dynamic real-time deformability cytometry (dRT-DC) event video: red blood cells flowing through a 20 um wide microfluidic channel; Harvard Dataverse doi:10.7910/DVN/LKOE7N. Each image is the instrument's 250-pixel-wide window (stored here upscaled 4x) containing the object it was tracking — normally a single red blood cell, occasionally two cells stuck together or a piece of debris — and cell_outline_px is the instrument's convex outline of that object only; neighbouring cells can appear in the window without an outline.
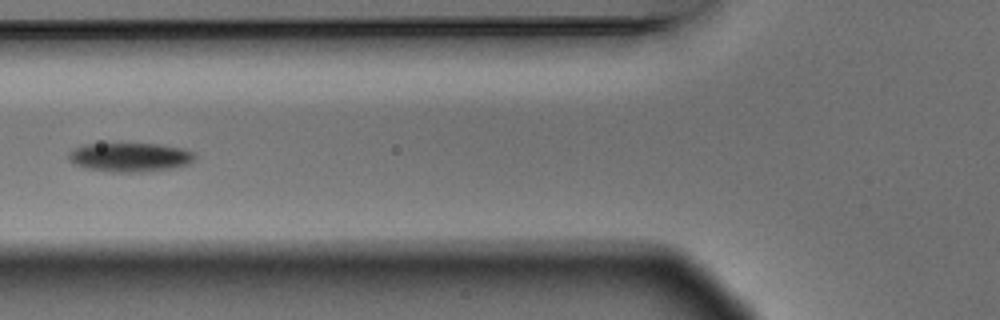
{"species": "Egyptian fruit bat (a non-hibernating species)", "species_latin": "Rousettus aegyptiacus", "temperature_condition": "warm", "stored_images_in_passage": 7, "camera_frame_rate_fps": 3000, "um_per_image_px": 0.085, "animal": {"sex": "male"}, "frame": {"image": 1, "passage_image": 6, "time_ms": 1.667, "image_size_px": [1000, 320], "cell_outline_px": [[196, 160], [192, 164], [172, 168], [140, 172], [112, 172], [84, 168], [72, 164], [68, 160], [68, 152], [84, 144], [160, 144], [184, 148], [196, 152]], "centroid_in_image_um": [11.09, 13.37], "position_along_channel_um": 114.7, "area_um2": 21.73}}
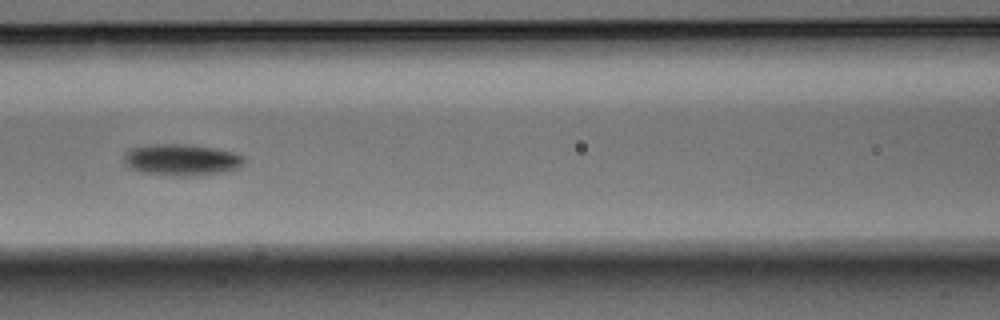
{"frame": {"image": 2, "passage_image": 7, "time_ms": 2.0, "image_size_px": [1000, 320], "cell_outline_px": [[244, 164], [240, 168], [224, 172], [188, 176], [172, 176], [144, 172], [128, 168], [124, 160], [124, 152], [128, 148], [148, 144], [184, 144], [212, 148], [232, 152], [244, 156]], "centroid_in_image_um": [15.4, 13.58], "position_along_channel_um": 151.2, "area_um2": 22.2}}